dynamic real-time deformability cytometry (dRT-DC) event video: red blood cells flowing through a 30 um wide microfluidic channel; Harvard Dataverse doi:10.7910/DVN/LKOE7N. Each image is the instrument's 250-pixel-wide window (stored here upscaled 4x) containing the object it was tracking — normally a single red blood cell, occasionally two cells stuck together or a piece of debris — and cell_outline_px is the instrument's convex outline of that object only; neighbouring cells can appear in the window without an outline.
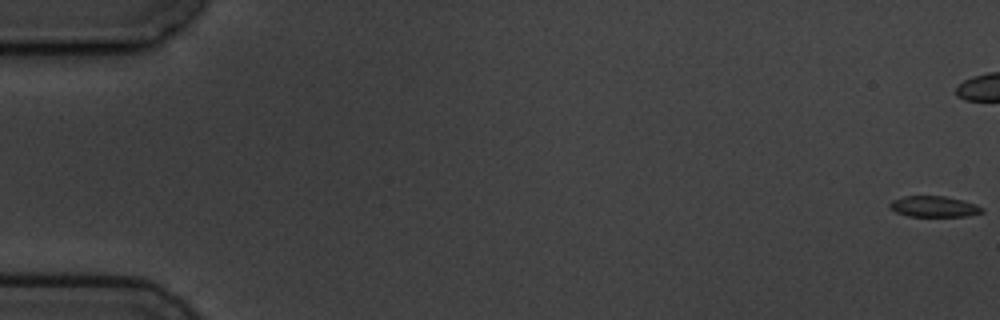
{"species": "common noctule bat (a hibernating species)", "species_latin": "Nyctalus noctula", "temperature_condition": "cold", "stored_images_in_passage": 8, "camera_frame_rate_fps": 3000, "um_per_image_px": 0.085, "animal": {"sex": "male", "body_mass_g": 19.5, "forearm_length_mm": 54.6}, "frame": {"image": 1, "passage_image": 1, "time_ms": 0.0, "image_size_px": [1000, 320], "cell_outline_px": [[984, 212], [968, 216], [908, 216], [896, 212], [888, 208], [888, 204], [892, 200], [904, 196], [944, 196], [964, 200], [976, 204], [984, 208]], "centroid_in_image_um": [79.39, 17.55], "position_along_channel_um": 5.6, "area_um2": 11.39}}